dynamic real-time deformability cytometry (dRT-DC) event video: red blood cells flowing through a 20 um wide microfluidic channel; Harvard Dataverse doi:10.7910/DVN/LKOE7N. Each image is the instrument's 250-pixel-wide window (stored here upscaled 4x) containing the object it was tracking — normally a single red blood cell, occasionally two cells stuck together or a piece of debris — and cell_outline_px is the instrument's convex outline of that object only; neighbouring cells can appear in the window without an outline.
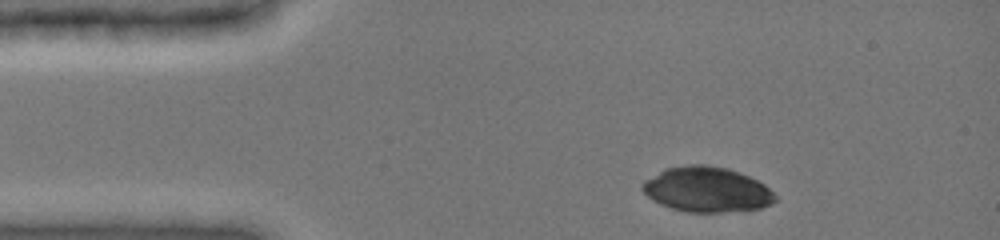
{"species": "common noctule bat (a hibernating species)", "species_latin": "Nyctalus noctula", "temperature_condition": "cold", "stored_images_in_passage": 3, "camera_frame_rate_fps": 3000, "um_per_image_px": 0.085, "animal": {"sex": "female", "body_mass_g": 19.0, "forearm_length_mm": 51.5}, "frame": {"image": 1, "passage_image": 1, "time_ms": 0.0, "image_size_px": [1000, 240], "cell_outline_px": [[776, 200], [772, 204], [760, 208], [720, 212], [688, 212], [672, 208], [660, 204], [652, 200], [640, 188], [640, 184], [644, 180], [664, 168], [692, 164], [704, 164], [728, 168], [740, 172], [764, 184], [776, 196]], "centroid_in_image_um": [60.05, 16.1], "position_along_channel_um": 25.0, "area_um2": 34.97}}